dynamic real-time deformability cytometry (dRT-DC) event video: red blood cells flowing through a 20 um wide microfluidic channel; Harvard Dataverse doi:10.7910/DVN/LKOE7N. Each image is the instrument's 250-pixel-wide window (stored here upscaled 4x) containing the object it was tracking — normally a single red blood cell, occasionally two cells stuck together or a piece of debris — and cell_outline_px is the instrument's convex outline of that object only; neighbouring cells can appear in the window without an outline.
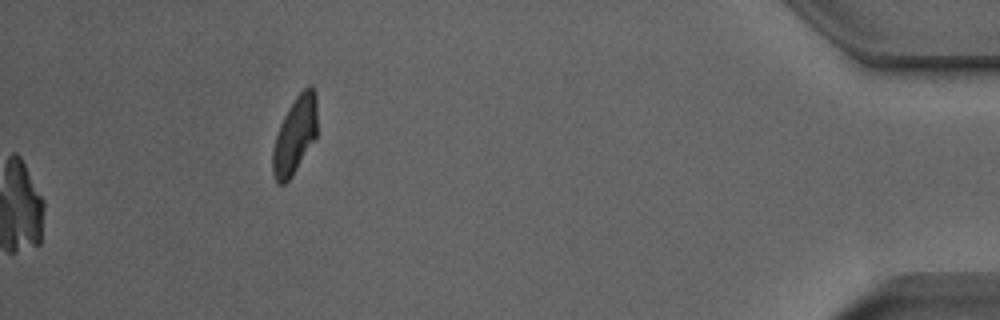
{"species": "Egyptian fruit bat (a non-hibernating species)", "species_latin": "Rousettus aegyptiacus", "temperature_condition": "room temperature", "stored_images_in_passage": 41, "camera_frame_rate_fps": 3000, "um_per_image_px": 0.085, "animal": {"sex": "male"}, "frame": {"image": 1, "passage_image": 41, "time_ms": 13.333, "image_size_px": [1000, 320], "cell_outline_px": [[316, 136], [292, 176], [284, 184], [276, 184], [272, 172], [272, 152], [276, 136], [280, 124], [288, 108], [296, 96], [308, 84], [312, 84], [316, 92]], "centroid_in_image_um": [25.05, 11.48], "position_along_channel_um": 410.1, "area_um2": 19.94}}